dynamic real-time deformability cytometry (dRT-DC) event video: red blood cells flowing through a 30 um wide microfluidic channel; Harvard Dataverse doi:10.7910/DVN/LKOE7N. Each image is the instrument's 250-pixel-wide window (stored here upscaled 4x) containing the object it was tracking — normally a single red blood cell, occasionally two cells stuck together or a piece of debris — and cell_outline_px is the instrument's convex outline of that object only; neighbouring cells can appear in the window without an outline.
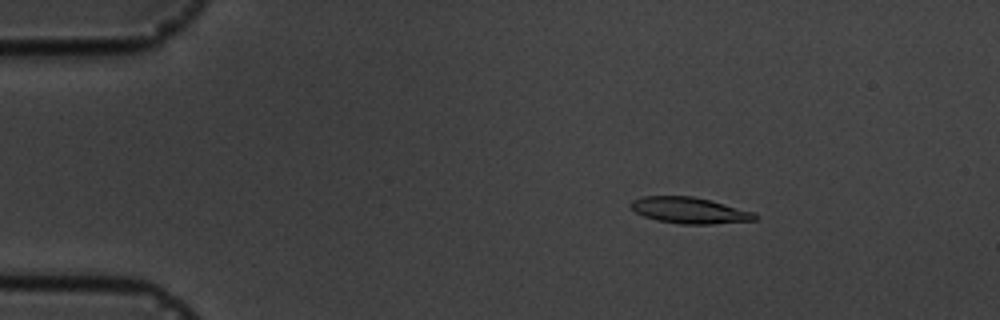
{"species": "common noctule bat (a hibernating species)", "species_latin": "Nyctalus noctula", "temperature_condition": "cold", "stored_images_in_passage": 5, "camera_frame_rate_fps": 3000, "um_per_image_px": 0.085, "animal": {"sex": "male", "body_mass_g": 19.5, "forearm_length_mm": 54.6}, "frame": {"image": 1, "passage_image": 3, "time_ms": 2.0, "image_size_px": [1000, 320], "cell_outline_px": [[760, 216], [756, 220], [712, 224], [680, 224], [656, 220], [644, 216], [636, 212], [628, 204], [632, 200], [644, 196], [692, 196], [756, 212]], "centroid_in_image_um": [58.63, 17.89], "position_along_channel_um": 26.4, "area_um2": 18.96}}